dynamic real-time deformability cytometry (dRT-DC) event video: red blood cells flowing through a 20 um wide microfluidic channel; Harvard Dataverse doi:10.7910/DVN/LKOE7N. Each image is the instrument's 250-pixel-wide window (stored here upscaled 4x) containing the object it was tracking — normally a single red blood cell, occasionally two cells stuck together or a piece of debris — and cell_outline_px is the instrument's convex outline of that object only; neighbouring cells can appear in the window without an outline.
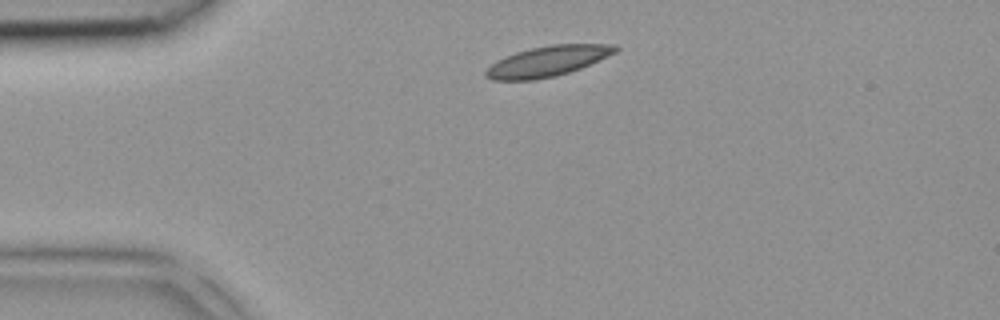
{"species": "common noctule bat (a hibernating species)", "species_latin": "Nyctalus noctula", "temperature_condition": "room temperature", "stored_images_in_passage": 3, "camera_frame_rate_fps": 3000, "um_per_image_px": 0.085, "animal": {"sex": "female", "body_mass_g": 18.4}, "frame": {"image": 1, "passage_image": 1, "time_ms": 0.0, "image_size_px": [1000, 320], "cell_outline_px": [[620, 48], [616, 52], [608, 56], [580, 68], [556, 76], [536, 80], [492, 80], [484, 76], [484, 72], [496, 60], [516, 52], [532, 48], [552, 44], [616, 44]], "centroid_in_image_um": [46.54, 5.2], "position_along_channel_um": 38.5, "area_um2": 22.89}}